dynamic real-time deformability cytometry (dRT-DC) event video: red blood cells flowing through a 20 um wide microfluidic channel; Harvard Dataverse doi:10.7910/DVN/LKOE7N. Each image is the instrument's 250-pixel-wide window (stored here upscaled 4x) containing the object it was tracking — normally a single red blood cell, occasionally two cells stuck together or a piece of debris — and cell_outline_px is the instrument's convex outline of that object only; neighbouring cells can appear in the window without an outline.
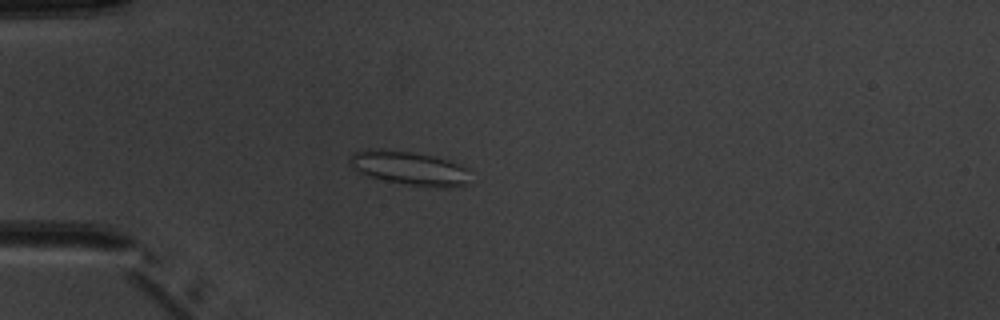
{"species": "common noctule bat (a hibernating species)", "species_latin": "Nyctalus noctula", "temperature_condition": "warm", "stored_images_in_passage": 2, "camera_frame_rate_fps": 3000, "um_per_image_px": 0.085, "animal": {"sex": "male", "body_mass_g": 20.1, "forearm_length_mm": 53.5}, "frame": {"image": 1, "passage_image": 2, "time_ms": 1.333, "image_size_px": [1000, 320], "cell_outline_px": [[472, 184], [436, 188], [408, 184], [384, 180], [360, 172], [352, 168], [348, 164], [348, 160], [352, 152], [368, 148], [376, 148], [408, 152], [432, 156], [452, 160], [468, 168]], "centroid_in_image_um": [34.83, 14.29], "position_along_channel_um": 50.2, "area_um2": 24.04}}